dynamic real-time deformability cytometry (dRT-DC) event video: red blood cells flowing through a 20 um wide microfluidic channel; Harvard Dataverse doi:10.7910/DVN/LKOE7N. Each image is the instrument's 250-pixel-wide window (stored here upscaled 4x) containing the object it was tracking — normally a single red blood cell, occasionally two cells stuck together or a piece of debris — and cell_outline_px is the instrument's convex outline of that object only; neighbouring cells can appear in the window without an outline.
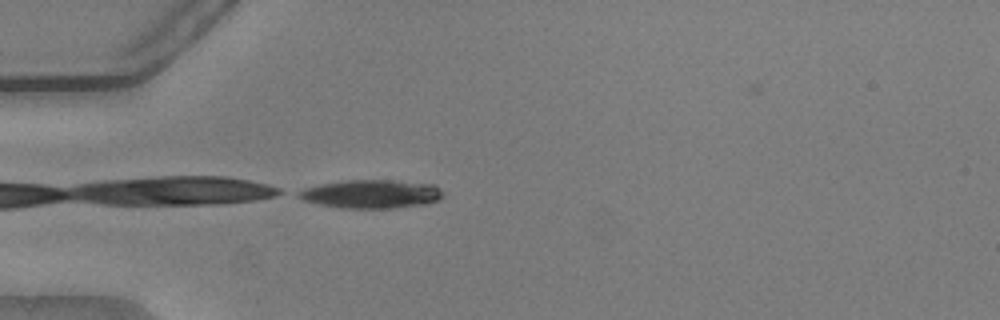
{"species": "common noctule bat (a hibernating species)", "species_latin": "Nyctalus noctula", "temperature_condition": "warm", "stored_images_in_passage": 40, "camera_frame_rate_fps": 3000, "um_per_image_px": 0.085, "animal": {"sex": "male", "body_mass_g": 20.5, "forearm_length_mm": 52.5}, "frame": {"image": 1, "passage_image": 1, "time_ms": 0.0, "image_size_px": [1000, 320], "cell_outline_px": [[444, 196], [440, 200], [424, 204], [388, 208], [348, 208], [320, 204], [304, 200], [296, 196], [296, 192], [308, 188], [324, 184], [348, 180], [396, 180], [436, 184]], "centroid_in_image_um": [31.63, 16.48], "position_along_channel_um": 53.4, "area_um2": 23.7}}